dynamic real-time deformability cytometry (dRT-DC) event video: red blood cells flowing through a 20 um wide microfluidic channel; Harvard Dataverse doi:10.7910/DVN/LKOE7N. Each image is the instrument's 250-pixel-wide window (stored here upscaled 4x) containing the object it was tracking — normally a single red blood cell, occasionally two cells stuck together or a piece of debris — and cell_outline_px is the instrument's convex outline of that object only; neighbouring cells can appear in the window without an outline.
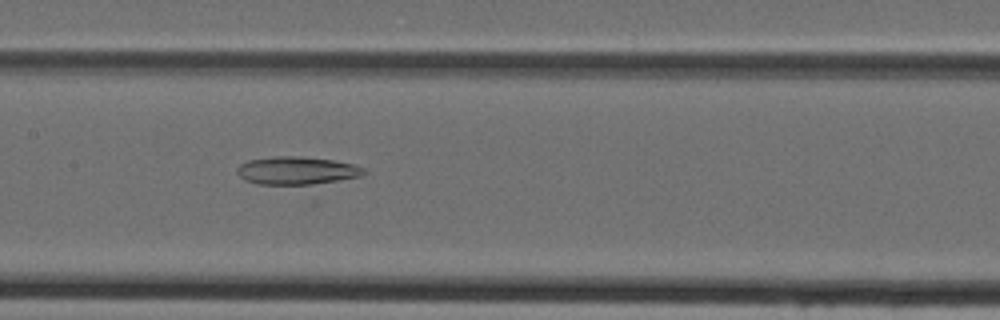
{"species": "Egyptian fruit bat (a non-hibernating species)", "species_latin": "Rousettus aegyptiacus", "temperature_condition": "cold", "stored_images_in_passage": 20, "camera_frame_rate_fps": 3000, "um_per_image_px": 0.085, "animal": {"sex": "female"}, "frame": {"image": 1, "passage_image": 10, "time_ms": 3.0, "image_size_px": [1000, 320], "cell_outline_px": [[368, 172], [360, 176], [308, 188], [304, 188], [256, 184], [244, 180], [236, 172], [236, 168], [240, 164], [248, 160], [272, 156], [300, 156], [332, 160], [352, 164], [364, 168]], "centroid_in_image_um": [25.22, 14.57], "position_along_channel_um": 182.2, "area_um2": 21.96}}
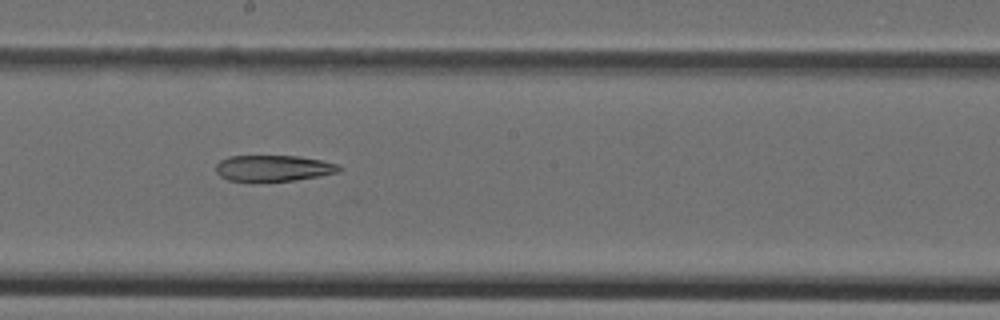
{"frame": {"image": 2, "passage_image": 13, "time_ms": 4.0, "image_size_px": [1000, 320], "cell_outline_px": [[344, 168], [340, 172], [296, 180], [228, 180], [220, 176], [216, 172], [216, 164], [220, 160], [228, 156], [300, 156], [340, 164]], "centroid_in_image_um": [23.29, 14.28], "position_along_channel_um": 224.9, "area_um2": 18.61}}
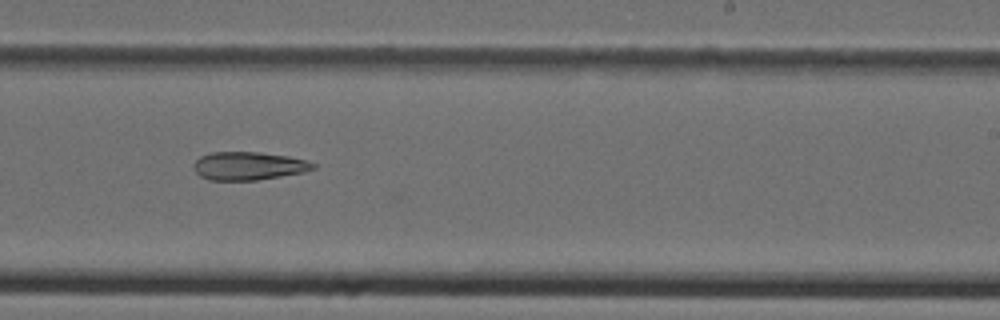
{"frame": {"image": 3, "passage_image": 16, "time_ms": 5.0, "image_size_px": [1000, 320], "cell_outline_px": [[316, 168], [304, 172], [256, 180], [208, 180], [200, 176], [196, 172], [192, 164], [200, 156], [212, 152], [260, 152], [288, 156], [308, 160], [316, 164]], "centroid_in_image_um": [21.13, 14.1], "position_along_channel_um": 267.9, "area_um2": 19.71}}